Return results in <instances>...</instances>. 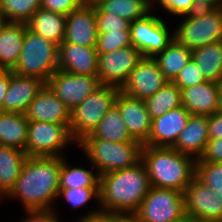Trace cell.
I'll return each mask as SVG.
<instances>
[{"label":"cell","instance_id":"cell-1","mask_svg":"<svg viewBox=\"0 0 222 222\" xmlns=\"http://www.w3.org/2000/svg\"><path fill=\"white\" fill-rule=\"evenodd\" d=\"M61 163L62 157L28 156L6 199H18L24 211L56 209Z\"/></svg>","mask_w":222,"mask_h":222},{"label":"cell","instance_id":"cell-2","mask_svg":"<svg viewBox=\"0 0 222 222\" xmlns=\"http://www.w3.org/2000/svg\"><path fill=\"white\" fill-rule=\"evenodd\" d=\"M151 185L144 163L99 178V208L104 213H135Z\"/></svg>","mask_w":222,"mask_h":222},{"label":"cell","instance_id":"cell-3","mask_svg":"<svg viewBox=\"0 0 222 222\" xmlns=\"http://www.w3.org/2000/svg\"><path fill=\"white\" fill-rule=\"evenodd\" d=\"M141 161L152 187L184 193L196 174V160L174 148L142 145Z\"/></svg>","mask_w":222,"mask_h":222},{"label":"cell","instance_id":"cell-4","mask_svg":"<svg viewBox=\"0 0 222 222\" xmlns=\"http://www.w3.org/2000/svg\"><path fill=\"white\" fill-rule=\"evenodd\" d=\"M77 146L99 175L134 166L141 160L142 144L112 142L99 138H83Z\"/></svg>","mask_w":222,"mask_h":222},{"label":"cell","instance_id":"cell-5","mask_svg":"<svg viewBox=\"0 0 222 222\" xmlns=\"http://www.w3.org/2000/svg\"><path fill=\"white\" fill-rule=\"evenodd\" d=\"M58 50L57 44L26 28L21 54L12 72L38 77L46 83L58 70Z\"/></svg>","mask_w":222,"mask_h":222},{"label":"cell","instance_id":"cell-6","mask_svg":"<svg viewBox=\"0 0 222 222\" xmlns=\"http://www.w3.org/2000/svg\"><path fill=\"white\" fill-rule=\"evenodd\" d=\"M180 17L179 24L172 29L174 38L191 51L222 41V7L199 9Z\"/></svg>","mask_w":222,"mask_h":222},{"label":"cell","instance_id":"cell-7","mask_svg":"<svg viewBox=\"0 0 222 222\" xmlns=\"http://www.w3.org/2000/svg\"><path fill=\"white\" fill-rule=\"evenodd\" d=\"M119 90L114 86L101 85L71 110L69 131L77 143L86 135L91 134L106 113L115 105Z\"/></svg>","mask_w":222,"mask_h":222},{"label":"cell","instance_id":"cell-8","mask_svg":"<svg viewBox=\"0 0 222 222\" xmlns=\"http://www.w3.org/2000/svg\"><path fill=\"white\" fill-rule=\"evenodd\" d=\"M77 147L69 129L63 124L29 121L26 155L32 157H64L68 146Z\"/></svg>","mask_w":222,"mask_h":222},{"label":"cell","instance_id":"cell-9","mask_svg":"<svg viewBox=\"0 0 222 222\" xmlns=\"http://www.w3.org/2000/svg\"><path fill=\"white\" fill-rule=\"evenodd\" d=\"M143 222H176L185 217L184 193L150 187L135 212Z\"/></svg>","mask_w":222,"mask_h":222},{"label":"cell","instance_id":"cell-10","mask_svg":"<svg viewBox=\"0 0 222 222\" xmlns=\"http://www.w3.org/2000/svg\"><path fill=\"white\" fill-rule=\"evenodd\" d=\"M154 13L130 23L132 44L143 57H154L174 39V31H170L166 20Z\"/></svg>","mask_w":222,"mask_h":222},{"label":"cell","instance_id":"cell-11","mask_svg":"<svg viewBox=\"0 0 222 222\" xmlns=\"http://www.w3.org/2000/svg\"><path fill=\"white\" fill-rule=\"evenodd\" d=\"M46 84L70 111L102 85L98 76L72 74L59 69Z\"/></svg>","mask_w":222,"mask_h":222},{"label":"cell","instance_id":"cell-12","mask_svg":"<svg viewBox=\"0 0 222 222\" xmlns=\"http://www.w3.org/2000/svg\"><path fill=\"white\" fill-rule=\"evenodd\" d=\"M142 57L134 46L100 54L97 73L100 83L121 89Z\"/></svg>","mask_w":222,"mask_h":222},{"label":"cell","instance_id":"cell-13","mask_svg":"<svg viewBox=\"0 0 222 222\" xmlns=\"http://www.w3.org/2000/svg\"><path fill=\"white\" fill-rule=\"evenodd\" d=\"M185 216L222 222V199L196 175L184 191Z\"/></svg>","mask_w":222,"mask_h":222},{"label":"cell","instance_id":"cell-14","mask_svg":"<svg viewBox=\"0 0 222 222\" xmlns=\"http://www.w3.org/2000/svg\"><path fill=\"white\" fill-rule=\"evenodd\" d=\"M168 82L169 80L161 72L153 57H142L120 91L134 98L145 100Z\"/></svg>","mask_w":222,"mask_h":222},{"label":"cell","instance_id":"cell-15","mask_svg":"<svg viewBox=\"0 0 222 222\" xmlns=\"http://www.w3.org/2000/svg\"><path fill=\"white\" fill-rule=\"evenodd\" d=\"M98 34L95 5L91 1L66 15L63 42L96 48Z\"/></svg>","mask_w":222,"mask_h":222},{"label":"cell","instance_id":"cell-16","mask_svg":"<svg viewBox=\"0 0 222 222\" xmlns=\"http://www.w3.org/2000/svg\"><path fill=\"white\" fill-rule=\"evenodd\" d=\"M25 117L28 121L63 124L69 129L71 111L45 83L27 107Z\"/></svg>","mask_w":222,"mask_h":222},{"label":"cell","instance_id":"cell-17","mask_svg":"<svg viewBox=\"0 0 222 222\" xmlns=\"http://www.w3.org/2000/svg\"><path fill=\"white\" fill-rule=\"evenodd\" d=\"M115 105L131 137L144 145L149 139L152 123L145 101L126 95L119 90Z\"/></svg>","mask_w":222,"mask_h":222},{"label":"cell","instance_id":"cell-18","mask_svg":"<svg viewBox=\"0 0 222 222\" xmlns=\"http://www.w3.org/2000/svg\"><path fill=\"white\" fill-rule=\"evenodd\" d=\"M190 115L183 106H179L152 119L149 139L144 145L172 148Z\"/></svg>","mask_w":222,"mask_h":222},{"label":"cell","instance_id":"cell-19","mask_svg":"<svg viewBox=\"0 0 222 222\" xmlns=\"http://www.w3.org/2000/svg\"><path fill=\"white\" fill-rule=\"evenodd\" d=\"M99 54L96 48L62 42L58 50V69L72 74L97 76Z\"/></svg>","mask_w":222,"mask_h":222},{"label":"cell","instance_id":"cell-20","mask_svg":"<svg viewBox=\"0 0 222 222\" xmlns=\"http://www.w3.org/2000/svg\"><path fill=\"white\" fill-rule=\"evenodd\" d=\"M44 85L38 77L19 76L9 70V86L0 111L24 114Z\"/></svg>","mask_w":222,"mask_h":222},{"label":"cell","instance_id":"cell-21","mask_svg":"<svg viewBox=\"0 0 222 222\" xmlns=\"http://www.w3.org/2000/svg\"><path fill=\"white\" fill-rule=\"evenodd\" d=\"M182 106L193 115L210 116L220 110L218 83L204 81L181 90Z\"/></svg>","mask_w":222,"mask_h":222},{"label":"cell","instance_id":"cell-22","mask_svg":"<svg viewBox=\"0 0 222 222\" xmlns=\"http://www.w3.org/2000/svg\"><path fill=\"white\" fill-rule=\"evenodd\" d=\"M208 140V116L191 114L172 148L197 160L204 153Z\"/></svg>","mask_w":222,"mask_h":222},{"label":"cell","instance_id":"cell-23","mask_svg":"<svg viewBox=\"0 0 222 222\" xmlns=\"http://www.w3.org/2000/svg\"><path fill=\"white\" fill-rule=\"evenodd\" d=\"M27 25L4 22L0 28V69L13 70L21 54Z\"/></svg>","mask_w":222,"mask_h":222},{"label":"cell","instance_id":"cell-24","mask_svg":"<svg viewBox=\"0 0 222 222\" xmlns=\"http://www.w3.org/2000/svg\"><path fill=\"white\" fill-rule=\"evenodd\" d=\"M26 25L32 32L54 42L58 46L64 41L66 15L39 8Z\"/></svg>","mask_w":222,"mask_h":222},{"label":"cell","instance_id":"cell-25","mask_svg":"<svg viewBox=\"0 0 222 222\" xmlns=\"http://www.w3.org/2000/svg\"><path fill=\"white\" fill-rule=\"evenodd\" d=\"M28 123L24 114L0 111V146L18 148L26 153Z\"/></svg>","mask_w":222,"mask_h":222},{"label":"cell","instance_id":"cell-26","mask_svg":"<svg viewBox=\"0 0 222 222\" xmlns=\"http://www.w3.org/2000/svg\"><path fill=\"white\" fill-rule=\"evenodd\" d=\"M27 157L18 148L0 146V190L6 197L13 190Z\"/></svg>","mask_w":222,"mask_h":222},{"label":"cell","instance_id":"cell-27","mask_svg":"<svg viewBox=\"0 0 222 222\" xmlns=\"http://www.w3.org/2000/svg\"><path fill=\"white\" fill-rule=\"evenodd\" d=\"M153 58L161 72L172 82L192 58V51L174 38L162 52Z\"/></svg>","mask_w":222,"mask_h":222},{"label":"cell","instance_id":"cell-28","mask_svg":"<svg viewBox=\"0 0 222 222\" xmlns=\"http://www.w3.org/2000/svg\"><path fill=\"white\" fill-rule=\"evenodd\" d=\"M102 13L123 18L130 23L152 12L151 0H92Z\"/></svg>","mask_w":222,"mask_h":222},{"label":"cell","instance_id":"cell-29","mask_svg":"<svg viewBox=\"0 0 222 222\" xmlns=\"http://www.w3.org/2000/svg\"><path fill=\"white\" fill-rule=\"evenodd\" d=\"M84 138H99L115 143L134 141L116 105L106 113L95 130Z\"/></svg>","mask_w":222,"mask_h":222},{"label":"cell","instance_id":"cell-30","mask_svg":"<svg viewBox=\"0 0 222 222\" xmlns=\"http://www.w3.org/2000/svg\"><path fill=\"white\" fill-rule=\"evenodd\" d=\"M192 58L206 80H222V41L192 50Z\"/></svg>","mask_w":222,"mask_h":222},{"label":"cell","instance_id":"cell-31","mask_svg":"<svg viewBox=\"0 0 222 222\" xmlns=\"http://www.w3.org/2000/svg\"><path fill=\"white\" fill-rule=\"evenodd\" d=\"M66 159L64 155L60 169V189L99 187L100 175L93 166L91 169L90 167L86 169L83 166H73Z\"/></svg>","mask_w":222,"mask_h":222},{"label":"cell","instance_id":"cell-32","mask_svg":"<svg viewBox=\"0 0 222 222\" xmlns=\"http://www.w3.org/2000/svg\"><path fill=\"white\" fill-rule=\"evenodd\" d=\"M144 101L152 120L182 106L181 90L175 83L169 81L158 92L147 97Z\"/></svg>","mask_w":222,"mask_h":222},{"label":"cell","instance_id":"cell-33","mask_svg":"<svg viewBox=\"0 0 222 222\" xmlns=\"http://www.w3.org/2000/svg\"><path fill=\"white\" fill-rule=\"evenodd\" d=\"M39 8L41 0H3L0 5V17L5 22L26 24Z\"/></svg>","mask_w":222,"mask_h":222},{"label":"cell","instance_id":"cell-34","mask_svg":"<svg viewBox=\"0 0 222 222\" xmlns=\"http://www.w3.org/2000/svg\"><path fill=\"white\" fill-rule=\"evenodd\" d=\"M61 197L67 204L73 209H80L82 206H86L91 200L97 201L99 207V187H77L69 189H60L58 198Z\"/></svg>","mask_w":222,"mask_h":222},{"label":"cell","instance_id":"cell-35","mask_svg":"<svg viewBox=\"0 0 222 222\" xmlns=\"http://www.w3.org/2000/svg\"><path fill=\"white\" fill-rule=\"evenodd\" d=\"M195 175L222 199V165L220 163L196 161Z\"/></svg>","mask_w":222,"mask_h":222},{"label":"cell","instance_id":"cell-36","mask_svg":"<svg viewBox=\"0 0 222 222\" xmlns=\"http://www.w3.org/2000/svg\"><path fill=\"white\" fill-rule=\"evenodd\" d=\"M129 46H133L131 31H109L98 34L96 50L99 55Z\"/></svg>","mask_w":222,"mask_h":222},{"label":"cell","instance_id":"cell-37","mask_svg":"<svg viewBox=\"0 0 222 222\" xmlns=\"http://www.w3.org/2000/svg\"><path fill=\"white\" fill-rule=\"evenodd\" d=\"M157 6L172 17H179L197 11L194 0H151L152 11H156Z\"/></svg>","mask_w":222,"mask_h":222},{"label":"cell","instance_id":"cell-38","mask_svg":"<svg viewBox=\"0 0 222 222\" xmlns=\"http://www.w3.org/2000/svg\"><path fill=\"white\" fill-rule=\"evenodd\" d=\"M204 81L207 80L204 78L194 59L191 58L172 82L175 83L180 90H182L184 88L200 84Z\"/></svg>","mask_w":222,"mask_h":222},{"label":"cell","instance_id":"cell-39","mask_svg":"<svg viewBox=\"0 0 222 222\" xmlns=\"http://www.w3.org/2000/svg\"><path fill=\"white\" fill-rule=\"evenodd\" d=\"M97 27L99 33L109 31H130V22L119 16L102 13L96 6Z\"/></svg>","mask_w":222,"mask_h":222},{"label":"cell","instance_id":"cell-40","mask_svg":"<svg viewBox=\"0 0 222 222\" xmlns=\"http://www.w3.org/2000/svg\"><path fill=\"white\" fill-rule=\"evenodd\" d=\"M89 0H41V8L63 15L71 13Z\"/></svg>","mask_w":222,"mask_h":222},{"label":"cell","instance_id":"cell-41","mask_svg":"<svg viewBox=\"0 0 222 222\" xmlns=\"http://www.w3.org/2000/svg\"><path fill=\"white\" fill-rule=\"evenodd\" d=\"M196 161L219 163L222 162V138L209 139L204 153Z\"/></svg>","mask_w":222,"mask_h":222},{"label":"cell","instance_id":"cell-42","mask_svg":"<svg viewBox=\"0 0 222 222\" xmlns=\"http://www.w3.org/2000/svg\"><path fill=\"white\" fill-rule=\"evenodd\" d=\"M56 209L25 211V217L19 222H63Z\"/></svg>","mask_w":222,"mask_h":222},{"label":"cell","instance_id":"cell-43","mask_svg":"<svg viewBox=\"0 0 222 222\" xmlns=\"http://www.w3.org/2000/svg\"><path fill=\"white\" fill-rule=\"evenodd\" d=\"M96 208L91 209V211L88 210V212L79 216L75 222H117V213H104L98 206Z\"/></svg>","mask_w":222,"mask_h":222},{"label":"cell","instance_id":"cell-44","mask_svg":"<svg viewBox=\"0 0 222 222\" xmlns=\"http://www.w3.org/2000/svg\"><path fill=\"white\" fill-rule=\"evenodd\" d=\"M209 139L222 138V110L208 116Z\"/></svg>","mask_w":222,"mask_h":222},{"label":"cell","instance_id":"cell-45","mask_svg":"<svg viewBox=\"0 0 222 222\" xmlns=\"http://www.w3.org/2000/svg\"><path fill=\"white\" fill-rule=\"evenodd\" d=\"M9 86V70L0 69V109L3 107V101L7 94Z\"/></svg>","mask_w":222,"mask_h":222},{"label":"cell","instance_id":"cell-46","mask_svg":"<svg viewBox=\"0 0 222 222\" xmlns=\"http://www.w3.org/2000/svg\"><path fill=\"white\" fill-rule=\"evenodd\" d=\"M196 9H213L222 7V0H194Z\"/></svg>","mask_w":222,"mask_h":222},{"label":"cell","instance_id":"cell-47","mask_svg":"<svg viewBox=\"0 0 222 222\" xmlns=\"http://www.w3.org/2000/svg\"><path fill=\"white\" fill-rule=\"evenodd\" d=\"M117 222H143L136 213H117Z\"/></svg>","mask_w":222,"mask_h":222},{"label":"cell","instance_id":"cell-48","mask_svg":"<svg viewBox=\"0 0 222 222\" xmlns=\"http://www.w3.org/2000/svg\"><path fill=\"white\" fill-rule=\"evenodd\" d=\"M220 110H222V80L218 82Z\"/></svg>","mask_w":222,"mask_h":222},{"label":"cell","instance_id":"cell-49","mask_svg":"<svg viewBox=\"0 0 222 222\" xmlns=\"http://www.w3.org/2000/svg\"><path fill=\"white\" fill-rule=\"evenodd\" d=\"M188 222H214V221H207V220H199L188 217Z\"/></svg>","mask_w":222,"mask_h":222},{"label":"cell","instance_id":"cell-50","mask_svg":"<svg viewBox=\"0 0 222 222\" xmlns=\"http://www.w3.org/2000/svg\"><path fill=\"white\" fill-rule=\"evenodd\" d=\"M4 197L6 198V196L3 194V192L0 190V202L3 201ZM2 200V201H1ZM1 204V203H0Z\"/></svg>","mask_w":222,"mask_h":222},{"label":"cell","instance_id":"cell-51","mask_svg":"<svg viewBox=\"0 0 222 222\" xmlns=\"http://www.w3.org/2000/svg\"><path fill=\"white\" fill-rule=\"evenodd\" d=\"M176 222H188V216H185L184 218Z\"/></svg>","mask_w":222,"mask_h":222},{"label":"cell","instance_id":"cell-52","mask_svg":"<svg viewBox=\"0 0 222 222\" xmlns=\"http://www.w3.org/2000/svg\"><path fill=\"white\" fill-rule=\"evenodd\" d=\"M5 21L0 17V28Z\"/></svg>","mask_w":222,"mask_h":222}]
</instances>
